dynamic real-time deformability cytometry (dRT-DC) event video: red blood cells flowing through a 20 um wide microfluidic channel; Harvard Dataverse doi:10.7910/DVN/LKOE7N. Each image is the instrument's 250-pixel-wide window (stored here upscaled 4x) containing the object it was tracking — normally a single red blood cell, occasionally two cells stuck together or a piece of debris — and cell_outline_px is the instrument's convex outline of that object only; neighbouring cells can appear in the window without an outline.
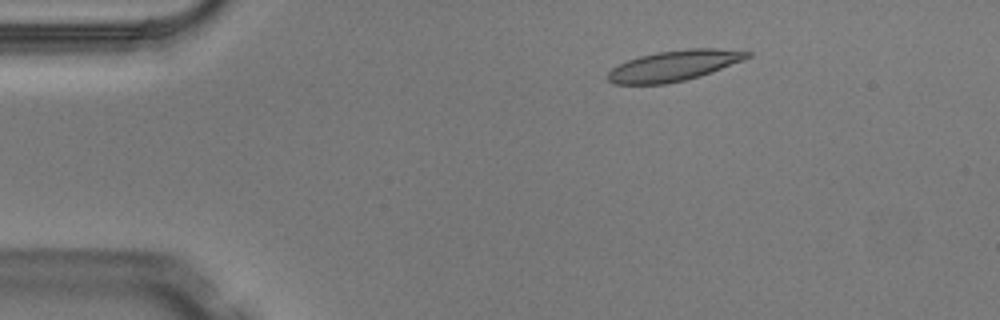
{"species": "Egyptian fruit bat (a non-hibernating species)", "species_latin": "Rousettus aegyptiacus", "temperature_condition": "warm", "stored_images_in_passage": 6, "camera_frame_rate_fps": 3000, "um_per_image_px": 0.085, "animal": {"sex": "male"}, "frame": {"image": 1, "passage_image": 2, "time_ms": 0.333, "image_size_px": [1000, 320], "cell_outline_px": [[752, 56], [744, 60], [712, 72], [700, 76], [684, 80], [664, 84], [612, 84], [608, 80], [608, 72], [612, 68], [628, 60], [640, 56], [656, 52], [688, 48], [716, 48], [752, 52]], "centroid_in_image_um": [57.32, 5.57], "position_along_channel_um": 27.7, "area_um2": 24.85}}
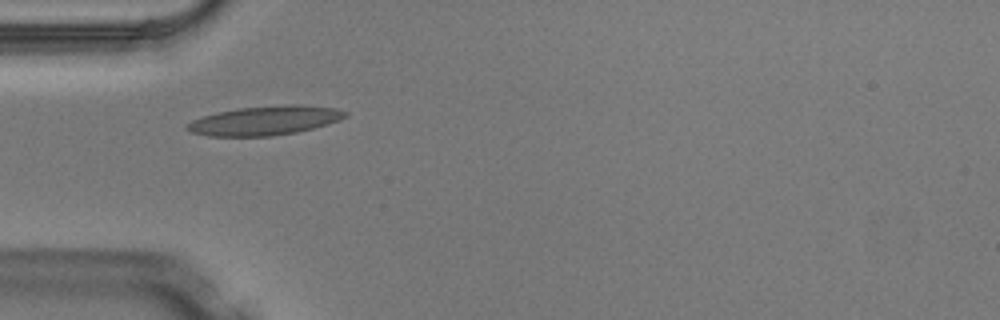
{"frame": {"image": 2, "passage_image": 4, "time_ms": 1.0, "image_size_px": [1000, 320], "cell_outline_px": [[348, 116], [328, 124], [296, 132], [272, 136], [208, 136], [192, 132], [184, 128], [184, 124], [192, 120], [204, 116], [220, 112], [240, 108], [288, 104], [296, 104], [336, 108], [348, 112]], "centroid_in_image_um": [22.52, 10.25], "position_along_channel_um": 62.5, "area_um2": 26.76}}
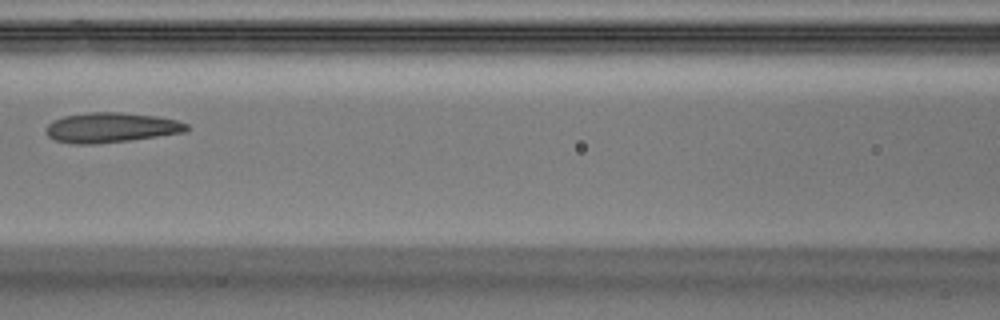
{"frame": {"image": 3, "passage_image": 6, "time_ms": 1.667, "image_size_px": [1000, 320], "cell_outline_px": [[188, 128], [184, 132], [128, 140], [96, 144], [72, 144], [56, 140], [48, 136], [44, 132], [44, 128], [52, 120], [64, 116], [88, 112], [120, 112], [156, 116], [176, 120], [188, 124]], "centroid_in_image_um": [9.37, 10.84], "position_along_channel_um": 157.2, "area_um2": 24.51}}